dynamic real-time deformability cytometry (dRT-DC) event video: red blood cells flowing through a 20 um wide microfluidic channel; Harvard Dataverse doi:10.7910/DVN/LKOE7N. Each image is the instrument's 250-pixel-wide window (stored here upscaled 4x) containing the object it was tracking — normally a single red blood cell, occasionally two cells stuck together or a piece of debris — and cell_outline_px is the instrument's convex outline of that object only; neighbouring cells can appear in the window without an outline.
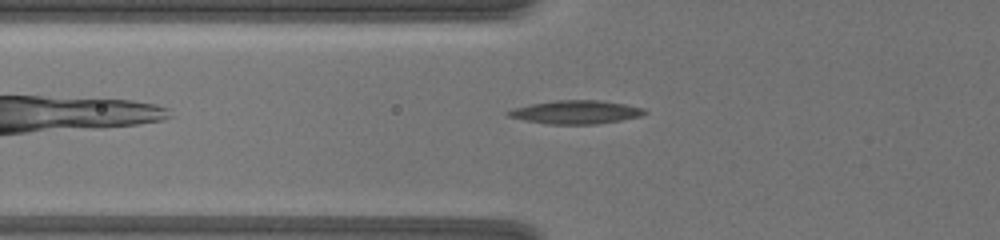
{"species": "common noctule bat (a hibernating species)", "species_latin": "Nyctalus noctula", "temperature_condition": "warm", "stored_images_in_passage": 56, "camera_frame_rate_fps": 3000, "um_per_image_px": 0.085, "animal": {"sex": "female", "body_mass_g": 19.5, "forearm_length_mm": 54.1}, "frame": {"image": 1, "passage_image": 7, "time_ms": 2.0, "image_size_px": [1000, 240], "cell_outline_px": [[648, 112], [640, 116], [620, 120], [596, 124], [548, 124], [524, 120], [508, 116], [504, 112], [512, 108], [532, 104], [556, 100], [600, 100], [624, 104], [644, 108]], "centroid_in_image_um": [48.93, 9.53], "position_along_channel_um": 76.9, "area_um2": 18.55}}
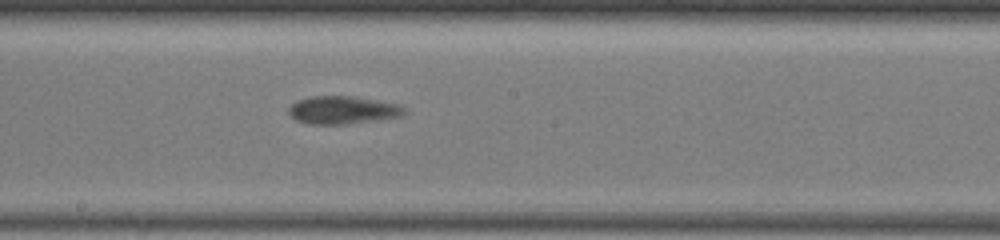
{"frame": {"image": 2, "passage_image": 23, "time_ms": 7.333, "image_size_px": [1000, 240], "cell_outline_px": [[408, 112], [400, 116], [376, 120], [344, 124], [308, 124], [296, 120], [288, 116], [288, 108], [296, 100], [312, 96], [352, 96], [376, 100], [396, 104], [404, 108]], "centroid_in_image_um": [29.07, 9.35], "position_along_channel_um": 219.1, "area_um2": 18.79}}
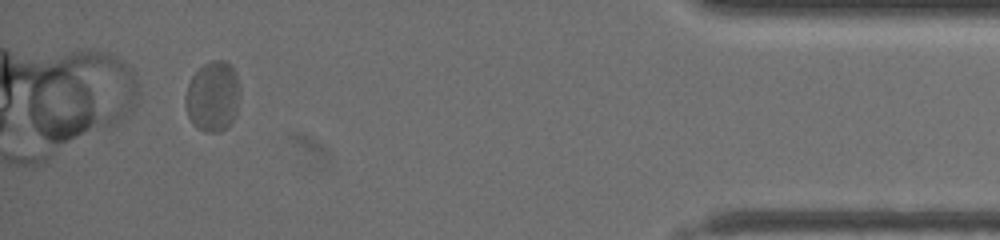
{"frame": {"image": 3, "passage_image": 51, "time_ms": 16.667, "image_size_px": [1000, 240], "cell_outline_px": [[240, 92], [236, 112], [228, 128], [216, 132], [204, 132], [196, 128], [192, 124], [188, 116], [184, 104], [184, 96], [188, 84], [192, 76], [204, 64], [212, 60], [224, 60], [232, 64], [236, 72]], "centroid_in_image_um": [18.08, 8.2], "position_along_channel_um": 417.1, "area_um2": 22.72}}